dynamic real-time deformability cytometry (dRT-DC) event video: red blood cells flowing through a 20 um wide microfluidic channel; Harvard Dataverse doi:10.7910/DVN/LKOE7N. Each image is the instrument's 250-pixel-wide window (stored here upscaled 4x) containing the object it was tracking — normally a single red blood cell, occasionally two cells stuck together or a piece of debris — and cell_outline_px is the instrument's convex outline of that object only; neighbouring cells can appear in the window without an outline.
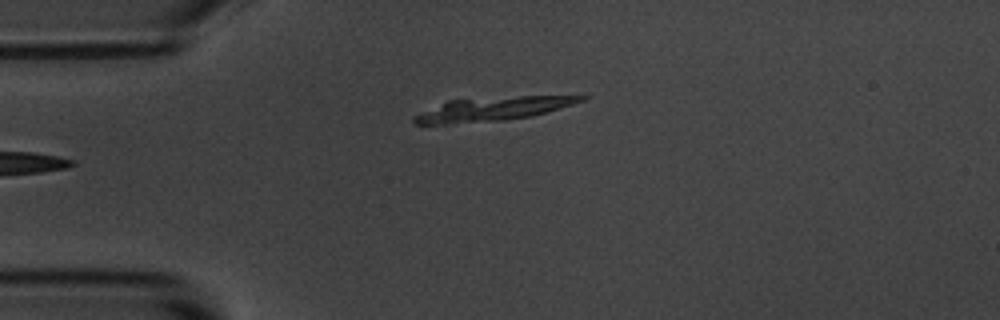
{"species": "common noctule bat (a hibernating species)", "species_latin": "Nyctalus noctula", "temperature_condition": "room temperature", "stored_images_in_passage": 6, "camera_frame_rate_fps": 3000, "um_per_image_px": 0.085, "animal": {"sex": "male", "body_mass_g": 20.1, "forearm_length_mm": 53.5}, "frame": {"image": 1, "passage_image": 6, "time_ms": 5.667, "image_size_px": [1000, 320], "cell_outline_px": [[592, 96], [584, 100], [572, 104], [532, 116], [504, 120], [436, 124], [416, 124], [412, 120], [412, 116], [448, 100], [520, 96]], "centroid_in_image_um": [41.86, 9.26], "position_along_channel_um": 43.1, "area_um2": 22.54}}